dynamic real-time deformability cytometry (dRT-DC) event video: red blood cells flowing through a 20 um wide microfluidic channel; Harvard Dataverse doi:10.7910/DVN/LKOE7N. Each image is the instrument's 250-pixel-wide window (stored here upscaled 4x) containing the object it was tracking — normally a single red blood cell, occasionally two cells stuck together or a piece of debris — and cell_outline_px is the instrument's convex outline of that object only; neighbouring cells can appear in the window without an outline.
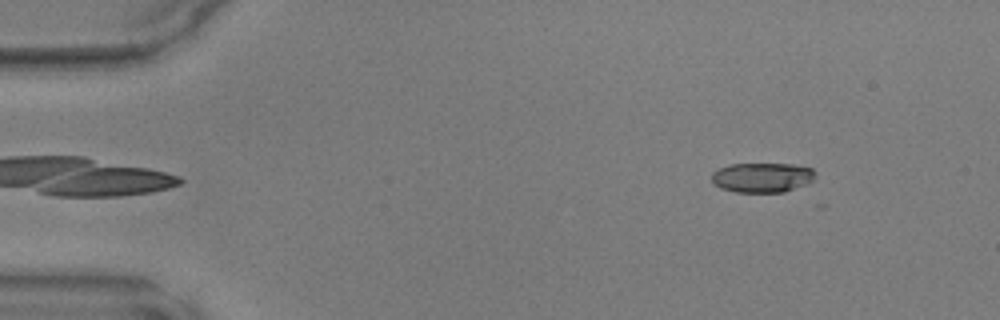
{"species": "common noctule bat (a hibernating species)", "species_latin": "Nyctalus noctula", "temperature_condition": "warm", "stored_images_in_passage": 44, "camera_frame_rate_fps": 3000, "um_per_image_px": 0.085, "animal": {"sex": "male", "body_mass_g": 17.9, "forearm_length_mm": 54.2}, "frame": {"image": 1, "passage_image": 7, "time_ms": 2.0, "image_size_px": [1000, 320], "cell_outline_px": [[816, 172], [812, 180], [804, 184], [784, 192], [736, 192], [720, 188], [712, 184], [712, 172], [720, 168], [732, 164], [792, 164], [812, 168]], "centroid_in_image_um": [64.75, 15.08], "position_along_channel_um": 20.2, "area_um2": 17.86}}
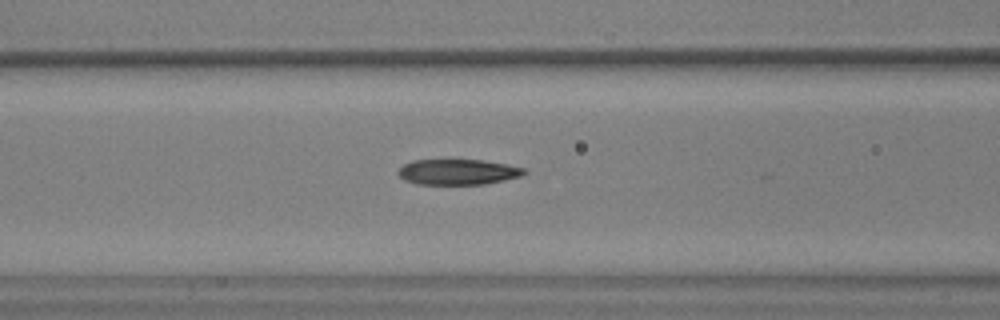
{"frame": {"image": 2, "passage_image": 21, "time_ms": 6.667, "image_size_px": [1000, 320], "cell_outline_px": [[528, 172], [520, 176], [504, 180], [484, 184], [416, 184], [404, 180], [396, 172], [404, 164], [412, 160], [452, 156], [484, 160], [508, 164], [524, 168]], "centroid_in_image_um": [38.88, 14.55], "position_along_channel_um": 127.7, "area_um2": 19.83}}
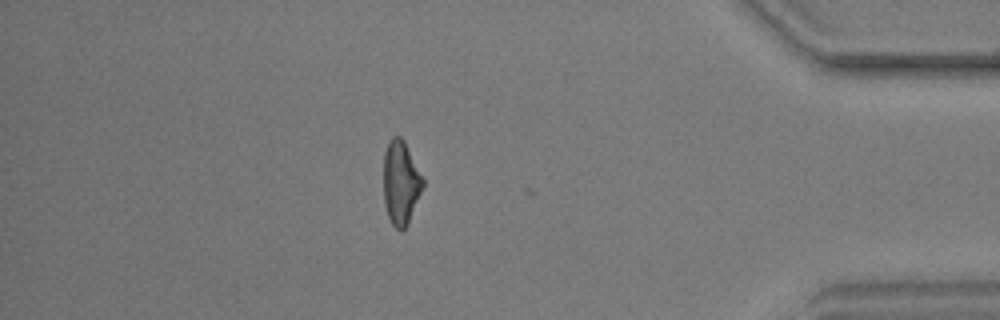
{"frame": {"image": 3, "passage_image": 43, "time_ms": 14.0, "image_size_px": [1000, 320], "cell_outline_px": [[424, 184], [408, 224], [400, 232], [392, 224], [388, 216], [384, 204], [384, 152], [388, 140], [392, 136], [400, 136], [404, 140], [424, 180]], "centroid_in_image_um": [34.05, 15.51], "position_along_channel_um": 401.1, "area_um2": 19.19}}